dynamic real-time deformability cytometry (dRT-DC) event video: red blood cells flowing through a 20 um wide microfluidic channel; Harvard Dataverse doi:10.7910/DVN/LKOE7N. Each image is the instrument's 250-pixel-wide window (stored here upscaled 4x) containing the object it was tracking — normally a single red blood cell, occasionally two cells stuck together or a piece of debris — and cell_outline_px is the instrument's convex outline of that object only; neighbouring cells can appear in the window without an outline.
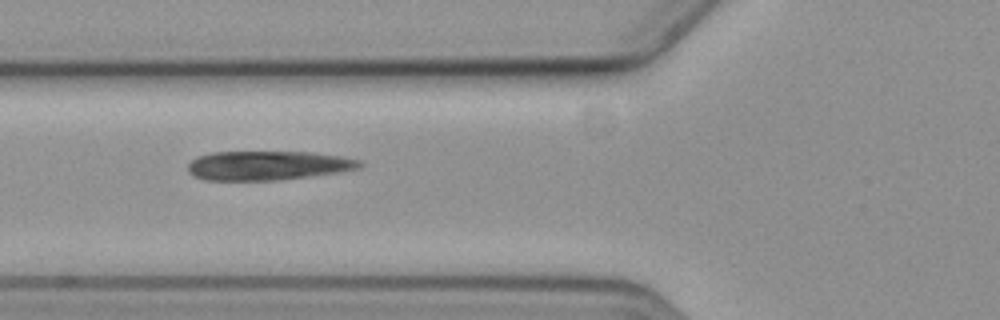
{"species": "common noctule bat (a hibernating species)", "species_latin": "Nyctalus noctula", "temperature_condition": "cold", "stored_images_in_passage": 4, "camera_frame_rate_fps": 3000, "um_per_image_px": 0.085, "animal": {"sex": "female", "body_mass_g": 19.3, "forearm_length_mm": 54.1}, "frame": {"image": 1, "passage_image": 4, "time_ms": 3.333, "image_size_px": [1000, 320], "cell_outline_px": [[364, 164], [360, 168], [336, 172], [276, 180], [204, 180], [192, 176], [188, 172], [188, 164], [196, 156], [212, 152], [308, 152], [340, 156], [360, 160]], "centroid_in_image_um": [22.7, 14.06], "position_along_channel_um": 103.1, "area_um2": 29.07}}